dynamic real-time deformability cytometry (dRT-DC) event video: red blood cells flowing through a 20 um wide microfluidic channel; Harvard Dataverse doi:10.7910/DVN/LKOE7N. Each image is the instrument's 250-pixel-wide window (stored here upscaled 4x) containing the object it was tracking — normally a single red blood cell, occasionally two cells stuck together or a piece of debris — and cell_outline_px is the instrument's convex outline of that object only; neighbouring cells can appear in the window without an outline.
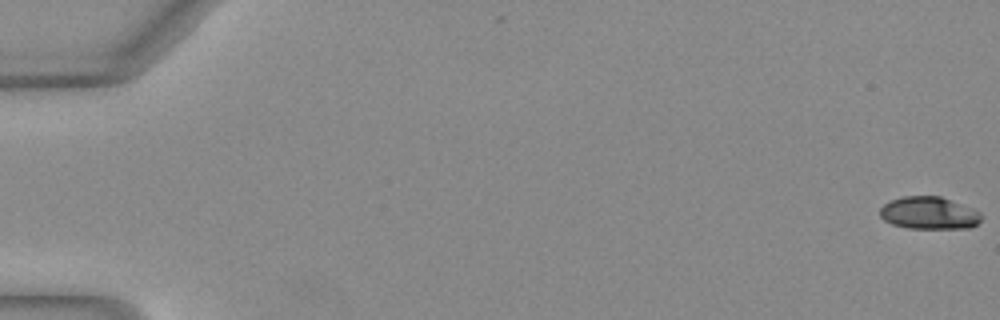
{"species": "Egyptian fruit bat (a non-hibernating species)", "species_latin": "Rousettus aegyptiacus", "temperature_condition": "warm", "stored_images_in_passage": 52, "camera_frame_rate_fps": 3000, "um_per_image_px": 0.085, "animal": {"sex": "female"}, "frame": {"image": 1, "passage_image": 1, "time_ms": 0.0, "image_size_px": [1000, 320], "cell_outline_px": [[980, 220], [976, 224], [968, 228], [908, 228], [892, 224], [884, 220], [880, 216], [880, 208], [884, 204], [892, 200], [904, 196], [940, 196], [972, 208], [980, 212]], "centroid_in_image_um": [78.94, 18.11], "position_along_channel_um": 6.1, "area_um2": 18.96}}
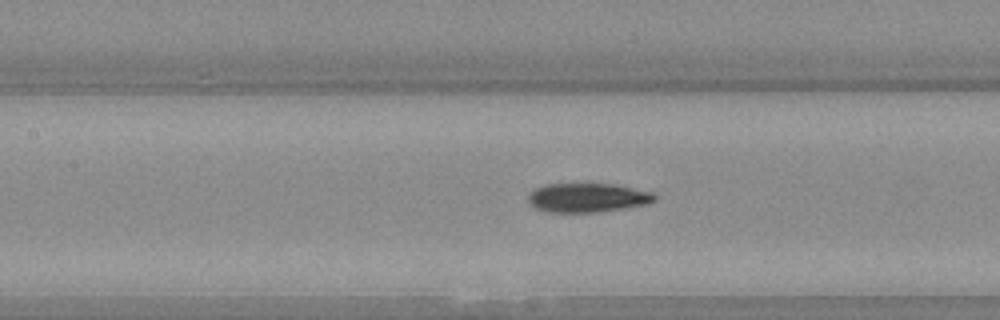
{"frame": {"image": 2, "passage_image": 25, "time_ms": 8.0, "image_size_px": [1000, 320], "cell_outline_px": [[656, 200], [648, 204], [600, 212], [544, 212], [528, 204], [528, 196], [536, 188], [544, 184], [612, 184], [652, 192], [656, 196]], "centroid_in_image_um": [49.92, 16.81], "position_along_channel_um": 157.5, "area_um2": 21.44}}
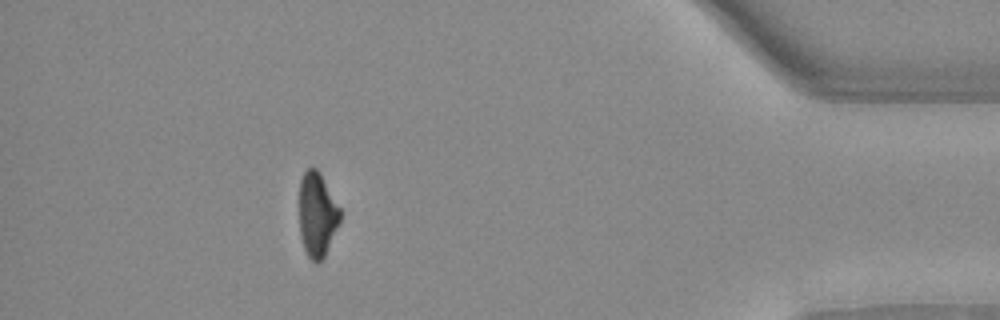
{"frame": {"image": 3, "passage_image": 47, "time_ms": 15.333, "image_size_px": [1000, 320], "cell_outline_px": [[340, 224], [324, 256], [316, 264], [308, 256], [304, 248], [300, 236], [300, 180], [304, 172], [308, 168], [316, 168], [320, 172], [340, 208]], "centroid_in_image_um": [26.97, 18.24], "position_along_channel_um": 408.2, "area_um2": 20.0}, "authors_computed_cell_mechanics": {"area_um2": 21.1548, "velocity_mm_per_s": 4.0764, "shape_relaxation_time_tau1_ms": 7.6503, "shape_relaxation_time_tau2_ms": 6.4171, "deformation_change_tau1": 0.2213, "deformation_change_tau2": 0.1288}}